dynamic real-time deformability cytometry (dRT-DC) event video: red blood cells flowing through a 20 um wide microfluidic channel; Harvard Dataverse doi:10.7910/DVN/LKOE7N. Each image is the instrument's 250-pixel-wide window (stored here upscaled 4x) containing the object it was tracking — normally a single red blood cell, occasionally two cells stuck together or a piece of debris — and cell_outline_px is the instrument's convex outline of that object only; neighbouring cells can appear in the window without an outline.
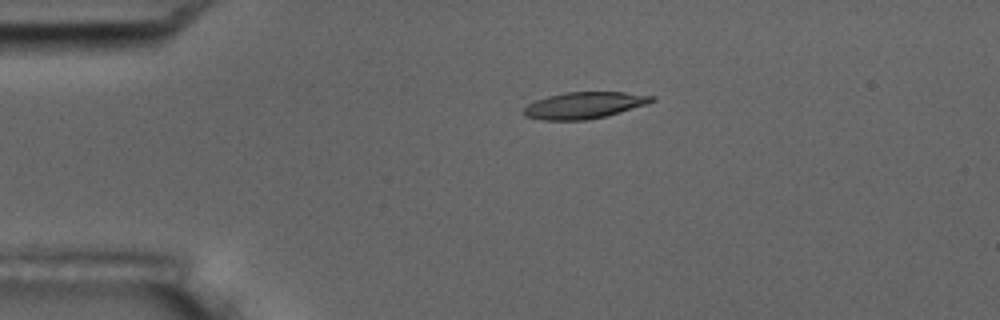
{"species": "common noctule bat (a hibernating species)", "species_latin": "Nyctalus noctula", "temperature_condition": "room temperature", "stored_images_in_passage": 4, "camera_frame_rate_fps": 3000, "um_per_image_px": 0.085, "animal": {"sex": "male", "body_mass_g": 17.5, "forearm_length_mm": 52.3}, "frame": {"image": 1, "passage_image": 3, "time_ms": 3.0, "image_size_px": [1000, 320], "cell_outline_px": [[656, 100], [608, 116], [584, 120], [544, 120], [524, 116], [524, 108], [528, 104], [536, 100], [548, 96], [564, 92], [624, 92], [656, 96]], "centroid_in_image_um": [49.65, 8.94], "position_along_channel_um": 35.3, "area_um2": 19.71}}